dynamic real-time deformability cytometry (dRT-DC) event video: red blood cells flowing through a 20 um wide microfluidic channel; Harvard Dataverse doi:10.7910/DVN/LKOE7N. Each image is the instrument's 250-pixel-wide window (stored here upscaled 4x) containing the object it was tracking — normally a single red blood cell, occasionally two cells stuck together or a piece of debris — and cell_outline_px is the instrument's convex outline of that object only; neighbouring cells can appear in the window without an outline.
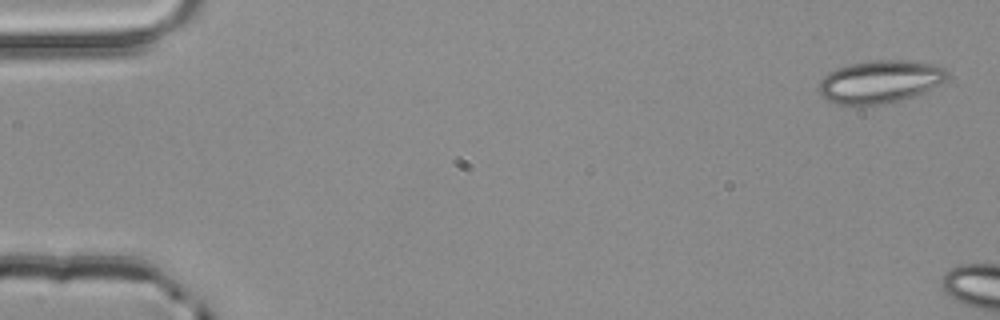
{"species": "common noctule bat (a hibernating species)", "species_latin": "Nyctalus noctula", "temperature_condition": "room temperature", "stored_images_in_passage": 5, "camera_frame_rate_fps": 3000, "um_per_image_px": 0.085, "animal": {"sex": "male", "body_mass_g": 20.4}, "frame": {"image": 1, "passage_image": 1, "time_ms": 0.0, "image_size_px": [1000, 320], "cell_outline_px": [[948, 76], [944, 80], [924, 92], [904, 100], [884, 104], [836, 104], [820, 96], [816, 88], [820, 80], [828, 72], [836, 68], [868, 60], [916, 60], [936, 64], [944, 68], [948, 72]], "centroid_in_image_um": [74.78, 6.93], "position_along_channel_um": 10.2, "area_um2": 32.31}}